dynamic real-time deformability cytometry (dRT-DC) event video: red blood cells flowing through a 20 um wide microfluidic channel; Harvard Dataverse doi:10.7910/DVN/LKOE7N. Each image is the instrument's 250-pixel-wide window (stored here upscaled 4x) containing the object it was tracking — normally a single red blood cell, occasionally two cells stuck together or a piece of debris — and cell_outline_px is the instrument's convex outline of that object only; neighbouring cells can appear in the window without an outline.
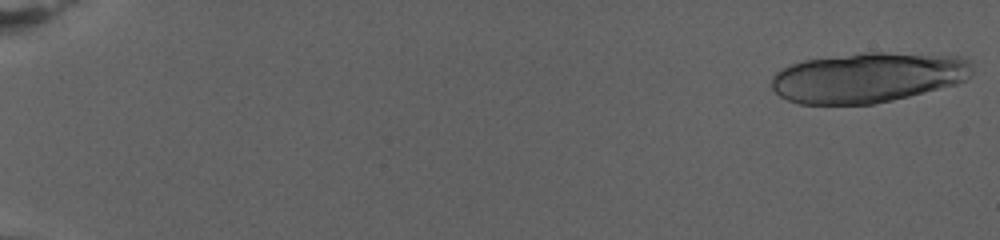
{"species": "human", "species_latin": "Homo sapiens", "temperature_condition": "warm", "stored_images_in_passage": 33, "camera_frame_rate_fps": 3000, "um_per_image_px": 0.085, "donor": {"sex": "female"}, "frame": {"image": 1, "passage_image": 1, "time_ms": 0.0, "image_size_px": [1000, 240], "cell_outline_px": [[972, 76], [956, 84], [892, 100], [872, 104], [800, 104], [788, 100], [780, 96], [772, 88], [772, 76], [776, 72], [792, 64], [804, 60], [864, 52], [884, 52], [960, 56], [972, 60]], "centroid_in_image_um": [73.8, 6.58], "position_along_channel_um": 11.2, "area_um2": 58.61}}
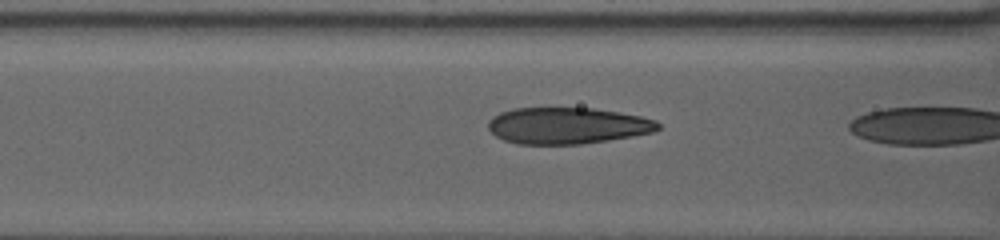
{"frame": {"image": 2, "passage_image": 32, "time_ms": 10.333, "image_size_px": [1000, 240], "cell_outline_px": [[660, 128], [652, 132], [608, 140], [580, 144], [516, 144], [504, 140], [496, 136], [488, 128], [488, 120], [492, 116], [500, 112], [512, 108], [592, 108], [620, 112], [640, 116], [656, 120], [660, 124]], "centroid_in_image_um": [48.19, 10.67], "position_along_channel_um": 118.4, "area_um2": 36.13}}